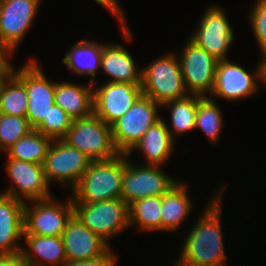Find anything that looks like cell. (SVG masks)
Wrapping results in <instances>:
<instances>
[{"label": "cell", "instance_id": "6da1fadb", "mask_svg": "<svg viewBox=\"0 0 266 266\" xmlns=\"http://www.w3.org/2000/svg\"><path fill=\"white\" fill-rule=\"evenodd\" d=\"M218 192L185 237L181 254L173 266H226L221 228L222 194Z\"/></svg>", "mask_w": 266, "mask_h": 266}, {"label": "cell", "instance_id": "ac0fdd59", "mask_svg": "<svg viewBox=\"0 0 266 266\" xmlns=\"http://www.w3.org/2000/svg\"><path fill=\"white\" fill-rule=\"evenodd\" d=\"M24 204L0 193V255L21 252L23 246L19 243L24 233Z\"/></svg>", "mask_w": 266, "mask_h": 266}, {"label": "cell", "instance_id": "7a4b0ae2", "mask_svg": "<svg viewBox=\"0 0 266 266\" xmlns=\"http://www.w3.org/2000/svg\"><path fill=\"white\" fill-rule=\"evenodd\" d=\"M125 153L108 160L92 161L72 189V202L94 203L121 198Z\"/></svg>", "mask_w": 266, "mask_h": 266}, {"label": "cell", "instance_id": "7402d4cb", "mask_svg": "<svg viewBox=\"0 0 266 266\" xmlns=\"http://www.w3.org/2000/svg\"><path fill=\"white\" fill-rule=\"evenodd\" d=\"M93 85V86H92ZM94 84L86 85L71 82H56L54 102L73 120L85 118L93 114Z\"/></svg>", "mask_w": 266, "mask_h": 266}, {"label": "cell", "instance_id": "2e32d148", "mask_svg": "<svg viewBox=\"0 0 266 266\" xmlns=\"http://www.w3.org/2000/svg\"><path fill=\"white\" fill-rule=\"evenodd\" d=\"M142 95L141 85L107 82L93 88V113L111 125L125 114Z\"/></svg>", "mask_w": 266, "mask_h": 266}, {"label": "cell", "instance_id": "ba28073f", "mask_svg": "<svg viewBox=\"0 0 266 266\" xmlns=\"http://www.w3.org/2000/svg\"><path fill=\"white\" fill-rule=\"evenodd\" d=\"M13 74L25 85L28 95L26 118L35 129L50 111L54 102L56 82H50L36 59H29Z\"/></svg>", "mask_w": 266, "mask_h": 266}, {"label": "cell", "instance_id": "52a82bcc", "mask_svg": "<svg viewBox=\"0 0 266 266\" xmlns=\"http://www.w3.org/2000/svg\"><path fill=\"white\" fill-rule=\"evenodd\" d=\"M159 165L131 163L125 153V170L122 179L121 198L130 205L149 196H163L180 181L168 176Z\"/></svg>", "mask_w": 266, "mask_h": 266}, {"label": "cell", "instance_id": "484cf974", "mask_svg": "<svg viewBox=\"0 0 266 266\" xmlns=\"http://www.w3.org/2000/svg\"><path fill=\"white\" fill-rule=\"evenodd\" d=\"M53 139L34 129L17 140L5 153L9 158L43 165Z\"/></svg>", "mask_w": 266, "mask_h": 266}, {"label": "cell", "instance_id": "d590c367", "mask_svg": "<svg viewBox=\"0 0 266 266\" xmlns=\"http://www.w3.org/2000/svg\"><path fill=\"white\" fill-rule=\"evenodd\" d=\"M12 53L13 52L0 41V71H14V67L9 60Z\"/></svg>", "mask_w": 266, "mask_h": 266}, {"label": "cell", "instance_id": "44dd1931", "mask_svg": "<svg viewBox=\"0 0 266 266\" xmlns=\"http://www.w3.org/2000/svg\"><path fill=\"white\" fill-rule=\"evenodd\" d=\"M25 238V239H24ZM21 253L29 266H63L67 262L61 237L23 234Z\"/></svg>", "mask_w": 266, "mask_h": 266}, {"label": "cell", "instance_id": "4fadbf2b", "mask_svg": "<svg viewBox=\"0 0 266 266\" xmlns=\"http://www.w3.org/2000/svg\"><path fill=\"white\" fill-rule=\"evenodd\" d=\"M200 20L197 30L189 38L216 60L228 59L226 55L234 40V29L225 11L219 6L211 5Z\"/></svg>", "mask_w": 266, "mask_h": 266}, {"label": "cell", "instance_id": "4dcf8cb0", "mask_svg": "<svg viewBox=\"0 0 266 266\" xmlns=\"http://www.w3.org/2000/svg\"><path fill=\"white\" fill-rule=\"evenodd\" d=\"M73 119L59 106L53 104L47 116L34 129L45 136L55 139H62L72 126Z\"/></svg>", "mask_w": 266, "mask_h": 266}, {"label": "cell", "instance_id": "f1b7e54d", "mask_svg": "<svg viewBox=\"0 0 266 266\" xmlns=\"http://www.w3.org/2000/svg\"><path fill=\"white\" fill-rule=\"evenodd\" d=\"M28 95L25 85L12 74L0 92V113L26 117Z\"/></svg>", "mask_w": 266, "mask_h": 266}, {"label": "cell", "instance_id": "8992f818", "mask_svg": "<svg viewBox=\"0 0 266 266\" xmlns=\"http://www.w3.org/2000/svg\"><path fill=\"white\" fill-rule=\"evenodd\" d=\"M160 104L141 95L131 108L111 124L112 140L119 153H128L144 133L162 117L158 115Z\"/></svg>", "mask_w": 266, "mask_h": 266}, {"label": "cell", "instance_id": "5b68a950", "mask_svg": "<svg viewBox=\"0 0 266 266\" xmlns=\"http://www.w3.org/2000/svg\"><path fill=\"white\" fill-rule=\"evenodd\" d=\"M62 140L92 161L108 160L119 154L112 140L111 125L94 113L73 120L71 128Z\"/></svg>", "mask_w": 266, "mask_h": 266}, {"label": "cell", "instance_id": "ffe728a7", "mask_svg": "<svg viewBox=\"0 0 266 266\" xmlns=\"http://www.w3.org/2000/svg\"><path fill=\"white\" fill-rule=\"evenodd\" d=\"M175 140L172 138L164 118L151 126L127 153L130 157L133 151L139 150L146 158V165L164 166L174 151Z\"/></svg>", "mask_w": 266, "mask_h": 266}, {"label": "cell", "instance_id": "9c48e42d", "mask_svg": "<svg viewBox=\"0 0 266 266\" xmlns=\"http://www.w3.org/2000/svg\"><path fill=\"white\" fill-rule=\"evenodd\" d=\"M91 162L92 160L77 148L69 146L62 139H55L48 149L43 170L50 186L54 181L62 183L64 187L70 185L72 190Z\"/></svg>", "mask_w": 266, "mask_h": 266}, {"label": "cell", "instance_id": "74e56055", "mask_svg": "<svg viewBox=\"0 0 266 266\" xmlns=\"http://www.w3.org/2000/svg\"><path fill=\"white\" fill-rule=\"evenodd\" d=\"M13 72L14 71H0V92L2 90L4 83L13 74Z\"/></svg>", "mask_w": 266, "mask_h": 266}, {"label": "cell", "instance_id": "8d00e7d4", "mask_svg": "<svg viewBox=\"0 0 266 266\" xmlns=\"http://www.w3.org/2000/svg\"><path fill=\"white\" fill-rule=\"evenodd\" d=\"M260 68H261V85L264 84L266 86V51L260 53ZM263 56V57H262Z\"/></svg>", "mask_w": 266, "mask_h": 266}, {"label": "cell", "instance_id": "1f68e13d", "mask_svg": "<svg viewBox=\"0 0 266 266\" xmlns=\"http://www.w3.org/2000/svg\"><path fill=\"white\" fill-rule=\"evenodd\" d=\"M249 22L258 47L261 51H266V2L264 0H257L255 5L250 9Z\"/></svg>", "mask_w": 266, "mask_h": 266}, {"label": "cell", "instance_id": "d6a6232c", "mask_svg": "<svg viewBox=\"0 0 266 266\" xmlns=\"http://www.w3.org/2000/svg\"><path fill=\"white\" fill-rule=\"evenodd\" d=\"M103 8L109 10L113 16H115L119 23L121 24V29H122V34L124 36V39L128 40L131 42L133 40V34L131 31L127 28V25L125 23V15L123 13L122 8L120 7V3L118 0H93Z\"/></svg>", "mask_w": 266, "mask_h": 266}, {"label": "cell", "instance_id": "3957f363", "mask_svg": "<svg viewBox=\"0 0 266 266\" xmlns=\"http://www.w3.org/2000/svg\"><path fill=\"white\" fill-rule=\"evenodd\" d=\"M142 94L161 106L189 95L181 73L178 56L167 53L142 68Z\"/></svg>", "mask_w": 266, "mask_h": 266}, {"label": "cell", "instance_id": "30bf717a", "mask_svg": "<svg viewBox=\"0 0 266 266\" xmlns=\"http://www.w3.org/2000/svg\"><path fill=\"white\" fill-rule=\"evenodd\" d=\"M53 197L24 204V233L37 236L61 237L68 221L74 215L71 197L58 203Z\"/></svg>", "mask_w": 266, "mask_h": 266}, {"label": "cell", "instance_id": "9a60e30c", "mask_svg": "<svg viewBox=\"0 0 266 266\" xmlns=\"http://www.w3.org/2000/svg\"><path fill=\"white\" fill-rule=\"evenodd\" d=\"M41 0H0V41L18 49L39 11Z\"/></svg>", "mask_w": 266, "mask_h": 266}, {"label": "cell", "instance_id": "836d02e7", "mask_svg": "<svg viewBox=\"0 0 266 266\" xmlns=\"http://www.w3.org/2000/svg\"><path fill=\"white\" fill-rule=\"evenodd\" d=\"M116 257L111 248H109L99 257L81 261H67L63 266H115L118 260Z\"/></svg>", "mask_w": 266, "mask_h": 266}, {"label": "cell", "instance_id": "277c9868", "mask_svg": "<svg viewBox=\"0 0 266 266\" xmlns=\"http://www.w3.org/2000/svg\"><path fill=\"white\" fill-rule=\"evenodd\" d=\"M72 203L74 216L108 244L109 239L130 227L129 205L122 198L94 203Z\"/></svg>", "mask_w": 266, "mask_h": 266}, {"label": "cell", "instance_id": "8fae6325", "mask_svg": "<svg viewBox=\"0 0 266 266\" xmlns=\"http://www.w3.org/2000/svg\"><path fill=\"white\" fill-rule=\"evenodd\" d=\"M185 45L183 52L177 56L186 89L189 94L210 96L215 85L218 60L189 38Z\"/></svg>", "mask_w": 266, "mask_h": 266}, {"label": "cell", "instance_id": "f546056e", "mask_svg": "<svg viewBox=\"0 0 266 266\" xmlns=\"http://www.w3.org/2000/svg\"><path fill=\"white\" fill-rule=\"evenodd\" d=\"M32 130L26 117L0 113V152L5 153L17 140Z\"/></svg>", "mask_w": 266, "mask_h": 266}, {"label": "cell", "instance_id": "e0dca14e", "mask_svg": "<svg viewBox=\"0 0 266 266\" xmlns=\"http://www.w3.org/2000/svg\"><path fill=\"white\" fill-rule=\"evenodd\" d=\"M67 261H81L99 257L110 245L72 216L61 236Z\"/></svg>", "mask_w": 266, "mask_h": 266}, {"label": "cell", "instance_id": "4316f807", "mask_svg": "<svg viewBox=\"0 0 266 266\" xmlns=\"http://www.w3.org/2000/svg\"><path fill=\"white\" fill-rule=\"evenodd\" d=\"M162 196H149L129 205L130 226L140 231H161Z\"/></svg>", "mask_w": 266, "mask_h": 266}, {"label": "cell", "instance_id": "7c38bea8", "mask_svg": "<svg viewBox=\"0 0 266 266\" xmlns=\"http://www.w3.org/2000/svg\"><path fill=\"white\" fill-rule=\"evenodd\" d=\"M6 174L13 181V185L2 191V194L14 197L24 203L29 201L45 200L51 198L43 165L20 161L7 156L5 163ZM16 186V187H15Z\"/></svg>", "mask_w": 266, "mask_h": 266}, {"label": "cell", "instance_id": "d6986e66", "mask_svg": "<svg viewBox=\"0 0 266 266\" xmlns=\"http://www.w3.org/2000/svg\"><path fill=\"white\" fill-rule=\"evenodd\" d=\"M100 69L111 78L107 82L141 85L142 70L138 69L137 62L129 50L120 43H104Z\"/></svg>", "mask_w": 266, "mask_h": 266}, {"label": "cell", "instance_id": "83f0119b", "mask_svg": "<svg viewBox=\"0 0 266 266\" xmlns=\"http://www.w3.org/2000/svg\"><path fill=\"white\" fill-rule=\"evenodd\" d=\"M222 111L212 98L204 96L198 101L195 129H201L205 136L216 143L222 132L224 120Z\"/></svg>", "mask_w": 266, "mask_h": 266}, {"label": "cell", "instance_id": "603a6c76", "mask_svg": "<svg viewBox=\"0 0 266 266\" xmlns=\"http://www.w3.org/2000/svg\"><path fill=\"white\" fill-rule=\"evenodd\" d=\"M102 47V43L82 39L64 55L62 62L70 69V72L80 76L84 74L90 76L89 82L96 85L94 77L98 74V69L100 70Z\"/></svg>", "mask_w": 266, "mask_h": 266}, {"label": "cell", "instance_id": "5bb4252c", "mask_svg": "<svg viewBox=\"0 0 266 266\" xmlns=\"http://www.w3.org/2000/svg\"><path fill=\"white\" fill-rule=\"evenodd\" d=\"M256 71L249 72L238 64L232 63L229 59L217 62L215 85L210 98L220 97L227 101H237L249 98L258 93L261 81L260 63ZM258 79V80H257Z\"/></svg>", "mask_w": 266, "mask_h": 266}, {"label": "cell", "instance_id": "e575fe53", "mask_svg": "<svg viewBox=\"0 0 266 266\" xmlns=\"http://www.w3.org/2000/svg\"><path fill=\"white\" fill-rule=\"evenodd\" d=\"M0 266H29L21 252L0 255Z\"/></svg>", "mask_w": 266, "mask_h": 266}, {"label": "cell", "instance_id": "d4e9b609", "mask_svg": "<svg viewBox=\"0 0 266 266\" xmlns=\"http://www.w3.org/2000/svg\"><path fill=\"white\" fill-rule=\"evenodd\" d=\"M203 96L189 94L184 98L171 100L164 103L161 108L170 109L171 126L166 122L167 128L174 139V134L182 135L195 130V119L198 101Z\"/></svg>", "mask_w": 266, "mask_h": 266}, {"label": "cell", "instance_id": "cb8c5ba5", "mask_svg": "<svg viewBox=\"0 0 266 266\" xmlns=\"http://www.w3.org/2000/svg\"><path fill=\"white\" fill-rule=\"evenodd\" d=\"M187 183L179 182L162 196L161 231H174L186 221L192 210Z\"/></svg>", "mask_w": 266, "mask_h": 266}]
</instances>
